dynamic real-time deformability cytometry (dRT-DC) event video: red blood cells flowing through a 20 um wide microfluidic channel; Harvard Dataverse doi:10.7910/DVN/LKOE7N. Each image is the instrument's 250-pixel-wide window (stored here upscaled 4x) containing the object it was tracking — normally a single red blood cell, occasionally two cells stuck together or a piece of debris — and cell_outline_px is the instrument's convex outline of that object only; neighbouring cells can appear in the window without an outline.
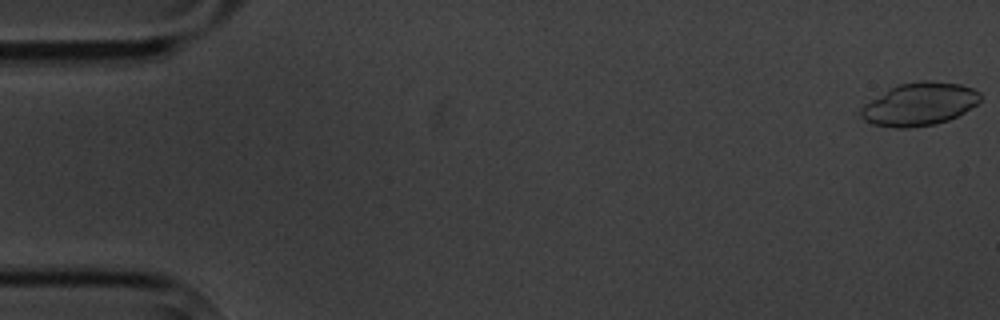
{"species": "common noctule bat (a hibernating species)", "species_latin": "Nyctalus noctula", "temperature_condition": "cold", "stored_images_in_passage": 6, "camera_frame_rate_fps": 3000, "um_per_image_px": 0.085, "animal": {"sex": "male", "body_mass_g": 20.1, "forearm_length_mm": 53.5}, "frame": {"image": 1, "passage_image": 1, "time_ms": 0.0, "image_size_px": [1000, 320], "cell_outline_px": [[980, 100], [976, 104], [964, 112], [948, 120], [936, 124], [908, 128], [892, 128], [872, 124], [864, 120], [860, 116], [860, 108], [864, 104], [888, 88], [900, 84], [920, 80], [932, 80], [960, 84], [972, 88], [980, 92]], "centroid_in_image_um": [78.12, 8.85], "position_along_channel_um": 6.9, "area_um2": 30.06}}